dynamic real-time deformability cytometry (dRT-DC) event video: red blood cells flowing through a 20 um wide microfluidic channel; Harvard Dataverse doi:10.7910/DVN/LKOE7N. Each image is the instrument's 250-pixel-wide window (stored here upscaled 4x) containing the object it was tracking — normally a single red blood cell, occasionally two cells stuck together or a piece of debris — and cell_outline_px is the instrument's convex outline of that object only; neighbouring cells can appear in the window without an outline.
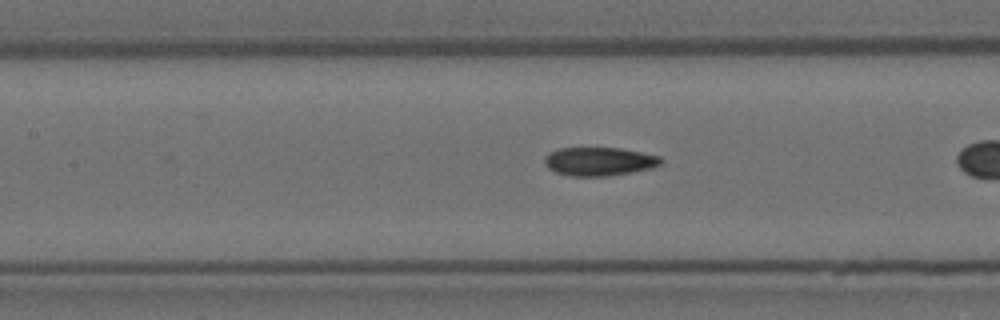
{"species": "Egyptian fruit bat (a non-hibernating species)", "species_latin": "Rousettus aegyptiacus", "temperature_condition": "room temperature", "stored_images_in_passage": 37, "camera_frame_rate_fps": 3000, "um_per_image_px": 0.085, "animal": {"sex": "female"}, "frame": {"image": 1, "passage_image": 19, "time_ms": 6.0, "image_size_px": [1000, 320], "cell_outline_px": [[664, 160], [660, 164], [652, 168], [632, 172], [608, 176], [568, 176], [556, 172], [548, 168], [544, 164], [544, 156], [560, 148], [620, 148], [660, 156]], "centroid_in_image_um": [50.93, 13.73], "position_along_channel_um": 156.5, "area_um2": 19.36}}
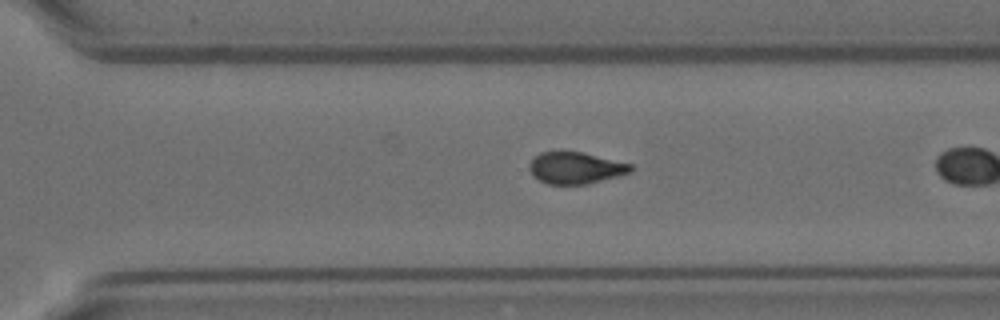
{"frame": {"image": 2, "passage_image": 33, "time_ms": 10.667, "image_size_px": [1000, 320], "cell_outline_px": [[632, 172], [620, 176], [588, 184], [548, 184], [532, 176], [528, 168], [528, 164], [540, 152], [564, 148], [632, 164]], "centroid_in_image_um": [48.89, 14.24], "position_along_channel_um": 321.7, "area_um2": 19.31}}
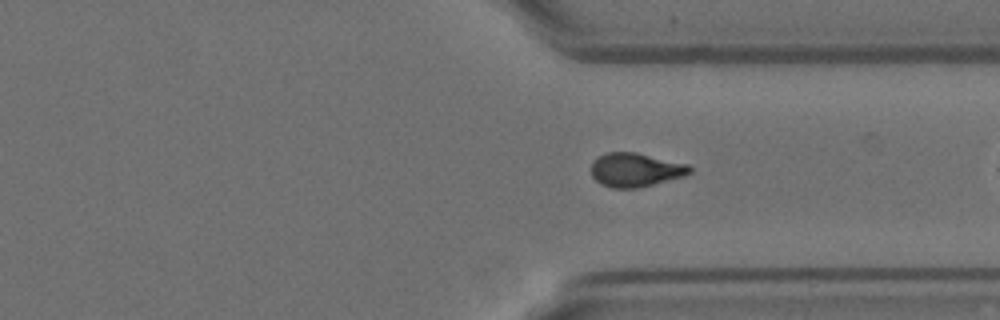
{"frame": {"image": 3, "passage_image": 36, "time_ms": 11.667, "image_size_px": [1000, 320], "cell_outline_px": [[692, 172], [684, 176], [640, 188], [612, 188], [600, 184], [592, 176], [592, 160], [596, 156], [608, 152], [636, 152], [688, 164], [692, 168]], "centroid_in_image_um": [54.01, 14.44], "position_along_channel_um": 357.4, "area_um2": 19.65}}